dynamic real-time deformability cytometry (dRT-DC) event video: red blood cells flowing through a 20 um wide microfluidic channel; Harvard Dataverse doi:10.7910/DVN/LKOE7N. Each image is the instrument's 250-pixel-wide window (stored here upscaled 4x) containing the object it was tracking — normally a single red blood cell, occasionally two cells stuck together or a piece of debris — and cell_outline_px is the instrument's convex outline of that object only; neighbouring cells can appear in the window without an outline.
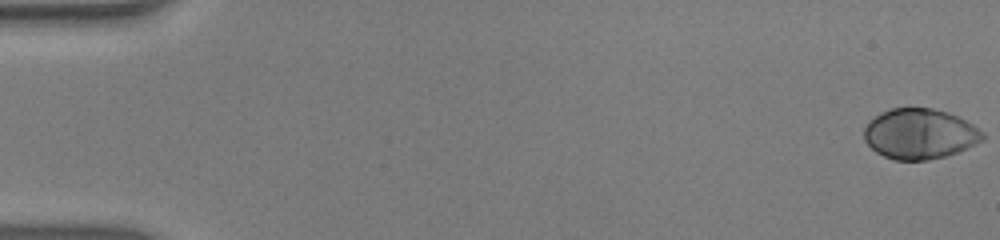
{"species": "human", "species_latin": "Homo sapiens", "temperature_condition": "warm", "stored_images_in_passage": 54, "camera_frame_rate_fps": 3000, "um_per_image_px": 0.085, "donor": {"sex": "male"}, "frame": {"image": 1, "passage_image": 1, "time_ms": 0.0, "image_size_px": [1000, 240], "cell_outline_px": [[984, 136], [976, 144], [956, 152], [944, 156], [924, 160], [896, 160], [884, 156], [876, 152], [864, 140], [864, 128], [880, 112], [892, 108], [932, 108], [948, 112], [972, 124], [984, 132]], "centroid_in_image_um": [78.16, 11.37], "position_along_channel_um": 6.8, "area_um2": 34.39}}
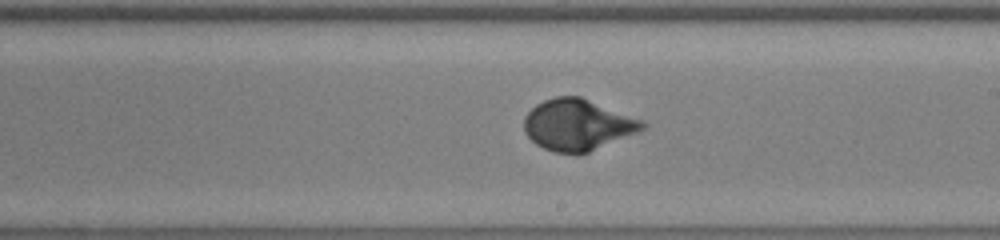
{"frame": {"image": 2, "passage_image": 32, "time_ms": 10.333, "image_size_px": [1000, 240], "cell_outline_px": [[648, 124], [644, 128], [636, 132], [588, 152], [556, 152], [544, 148], [536, 144], [524, 132], [524, 116], [536, 104], [544, 100], [556, 96], [580, 96], [644, 120]], "centroid_in_image_um": [49.09, 10.58], "position_along_channel_um": 239.9, "area_um2": 34.91}}
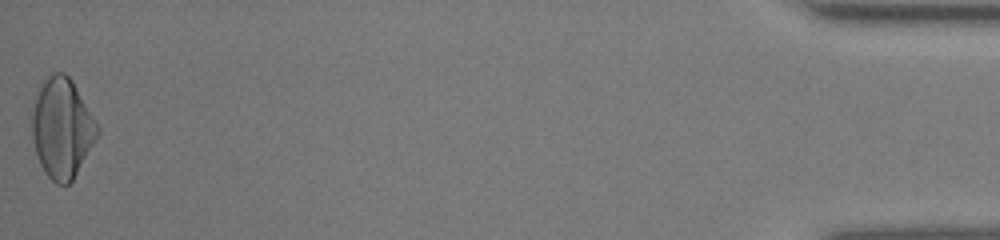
{"frame": {"image": 3, "passage_image": 54, "time_ms": 17.667, "image_size_px": [1000, 240], "cell_outline_px": [[100, 132], [72, 180], [68, 184], [56, 184], [44, 172], [40, 164], [32, 140], [32, 116], [36, 96], [40, 84], [52, 72], [64, 72], [72, 80], [100, 128]], "centroid_in_image_um": [5.26, 10.87], "position_along_channel_um": 429.9, "area_um2": 37.74}, "authors_computed_cell_mechanics": {"area_um2": 34.7089, "velocity_mm_per_s": 3.8872, "shape_relaxation_time_tau1_ms": 3.7635, "shape_relaxation_time_tau2_ms": null, "deformation_change_tau1": 0.2094, "deformation_change_tau2": null}}